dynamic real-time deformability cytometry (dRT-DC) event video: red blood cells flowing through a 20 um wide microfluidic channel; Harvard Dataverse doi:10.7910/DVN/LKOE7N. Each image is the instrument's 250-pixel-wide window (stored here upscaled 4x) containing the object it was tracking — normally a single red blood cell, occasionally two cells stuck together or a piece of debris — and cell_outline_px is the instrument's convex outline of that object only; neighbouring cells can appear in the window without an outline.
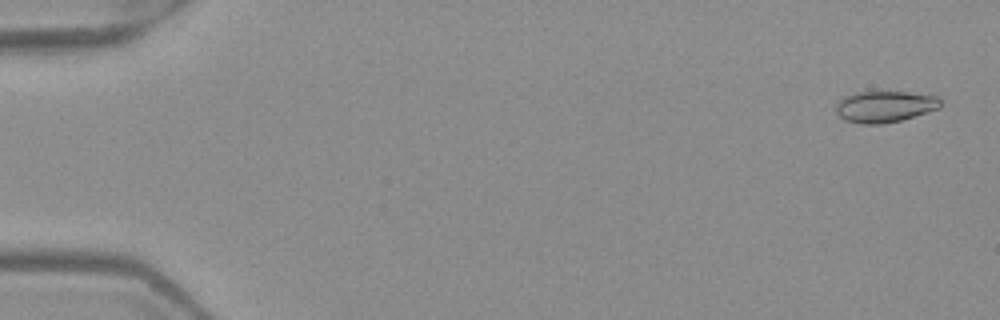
{"species": "Egyptian fruit bat (a non-hibernating species)", "species_latin": "Rousettus aegyptiacus", "temperature_condition": "warm", "stored_images_in_passage": 52, "camera_frame_rate_fps": 3000, "um_per_image_px": 0.085, "frame": {"image": 1, "passage_image": 2, "time_ms": 0.333, "image_size_px": [1000, 320], "cell_outline_px": [[940, 108], [900, 120], [884, 124], [860, 124], [844, 120], [836, 112], [836, 104], [844, 96], [856, 92], [872, 88], [908, 92], [936, 96], [940, 100]], "centroid_in_image_um": [75.15, 9.01], "position_along_channel_um": 9.8, "area_um2": 19.77}}
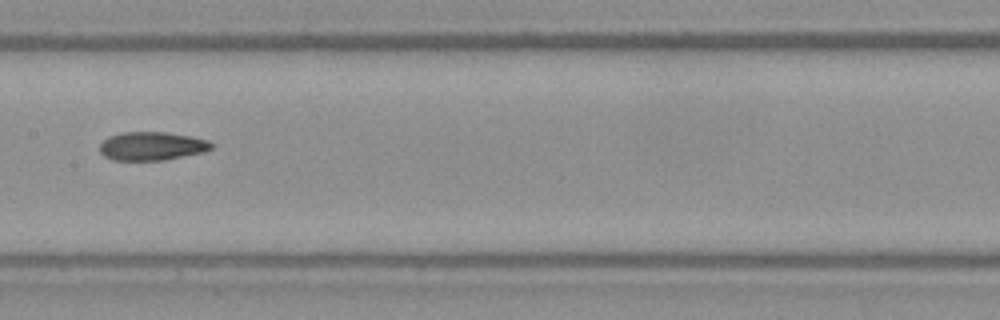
{"frame": {"image": 2, "passage_image": 27, "time_ms": 8.667, "image_size_px": [1000, 320], "cell_outline_px": [[212, 148], [204, 152], [164, 160], [112, 160], [104, 156], [100, 152], [100, 144], [108, 136], [120, 132], [164, 132], [192, 136], [208, 140], [212, 144]], "centroid_in_image_um": [12.89, 12.41], "position_along_channel_um": 194.5, "area_um2": 18.61}}
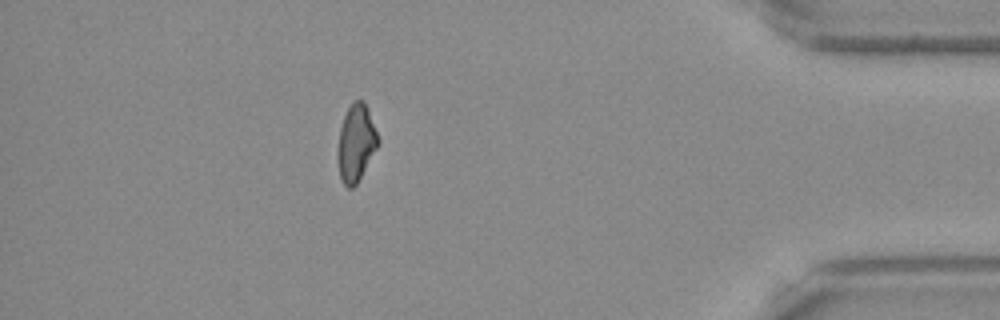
{"frame": {"image": 3, "passage_image": 46, "time_ms": 15.0, "image_size_px": [1000, 320], "cell_outline_px": [[380, 140], [376, 148], [356, 184], [352, 188], [348, 188], [340, 180], [336, 160], [336, 156], [340, 128], [344, 116], [352, 100], [364, 100]], "centroid_in_image_um": [30.22, 12.15], "position_along_channel_um": 405.0, "area_um2": 18.09}, "authors_computed_cell_mechanics": {"area_um2": 18.785, "velocity_mm_per_s": 3.9929, "shape_relaxation_time_tau1_ms": null, "shape_relaxation_time_tau2_ms": 4.5056, "deformation_change_tau1": null, "deformation_change_tau2": 0.1089}}